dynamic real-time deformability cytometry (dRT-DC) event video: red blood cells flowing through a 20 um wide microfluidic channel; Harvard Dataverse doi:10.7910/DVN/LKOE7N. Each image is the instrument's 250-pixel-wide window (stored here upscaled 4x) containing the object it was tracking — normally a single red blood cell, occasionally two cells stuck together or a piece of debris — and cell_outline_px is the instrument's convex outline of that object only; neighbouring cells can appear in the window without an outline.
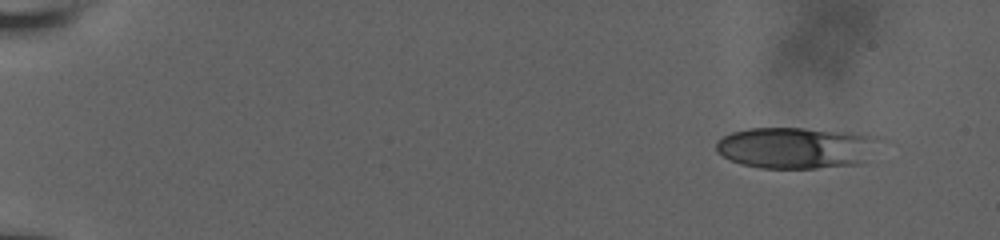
{"species": "human", "species_latin": "Homo sapiens", "temperature_condition": "room temperature", "stored_images_in_passage": 52, "camera_frame_rate_fps": 3000, "um_per_image_px": 0.085, "donor": {"sex": "male"}, "frame": {"image": 1, "passage_image": 1, "time_ms": 0.0, "image_size_px": [1000, 240], "cell_outline_px": [[884, 140], [860, 164], [816, 168], [760, 168], [740, 164], [716, 152], [716, 144], [724, 136], [732, 132], [748, 128], [804, 128], [860, 132], [880, 136]], "centroid_in_image_um": [67.75, 12.54], "position_along_channel_um": 17.2, "area_um2": 39.88}}
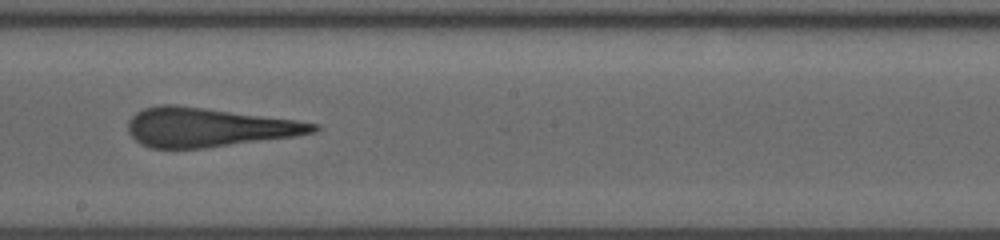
{"frame": {"image": 2, "passage_image": 30, "time_ms": 9.667, "image_size_px": [1000, 240], "cell_outline_px": [[320, 128], [316, 132], [292, 136], [204, 148], [152, 148], [140, 144], [128, 132], [128, 120], [136, 112], [144, 108], [156, 104], [172, 104], [204, 108], [296, 120], [320, 124]], "centroid_in_image_um": [17.67, 10.81], "position_along_channel_um": 230.5, "area_um2": 41.79}}
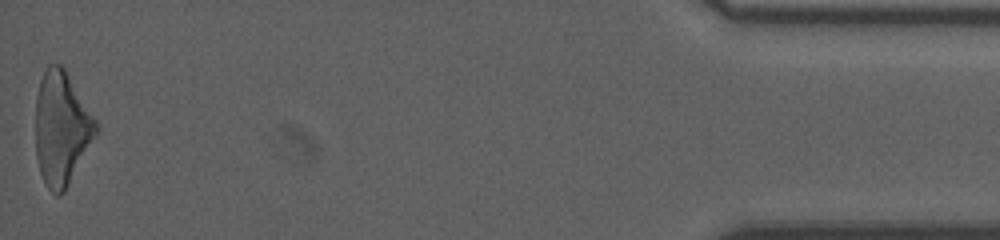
{"frame": {"image": 3, "passage_image": 52, "time_ms": 17.0, "image_size_px": [1000, 240], "cell_outline_px": [[100, 132], [64, 192], [60, 196], [56, 196], [48, 188], [40, 172], [36, 156], [36, 96], [40, 80], [48, 64], [60, 64], [64, 68], [96, 120], [100, 128]], "centroid_in_image_um": [5.25, 10.94], "position_along_channel_um": 429.9, "area_um2": 40.17}, "authors_computed_cell_mechanics": {"area_um2": 41.3559, "velocity_mm_per_s": 3.8551, "shape_relaxation_time_tau1_ms": 10.1818, "shape_relaxation_time_tau2_ms": 1.5124, "deformation_change_tau1": 0.3259, "deformation_change_tau2": 0.1459}}